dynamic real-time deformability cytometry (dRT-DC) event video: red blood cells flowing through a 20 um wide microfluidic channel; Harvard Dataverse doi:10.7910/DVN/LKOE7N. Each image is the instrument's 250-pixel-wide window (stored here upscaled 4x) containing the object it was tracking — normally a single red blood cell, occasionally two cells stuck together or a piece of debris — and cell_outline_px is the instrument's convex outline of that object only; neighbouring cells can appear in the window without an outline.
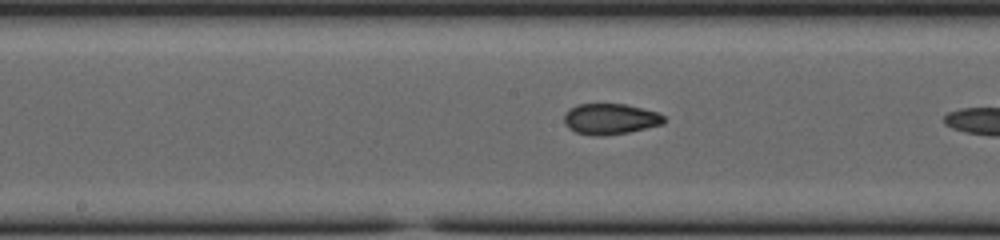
{"species": "common noctule bat (a hibernating species)", "species_latin": "Nyctalus noctula", "temperature_condition": "cold", "stored_images_in_passage": 34, "camera_frame_rate_fps": 3000, "um_per_image_px": 0.085, "animal": {"sex": "female", "body_mass_g": 23.0, "forearm_length_mm": 53.4}, "frame": {"image": 1, "passage_image": 20, "time_ms": 6.333, "image_size_px": [1000, 240], "cell_outline_px": [[664, 124], [628, 132], [600, 136], [576, 132], [568, 128], [564, 120], [564, 116], [576, 104], [624, 104], [656, 112], [664, 116]], "centroid_in_image_um": [51.88, 10.11], "position_along_channel_um": 196.3, "area_um2": 17.57}}